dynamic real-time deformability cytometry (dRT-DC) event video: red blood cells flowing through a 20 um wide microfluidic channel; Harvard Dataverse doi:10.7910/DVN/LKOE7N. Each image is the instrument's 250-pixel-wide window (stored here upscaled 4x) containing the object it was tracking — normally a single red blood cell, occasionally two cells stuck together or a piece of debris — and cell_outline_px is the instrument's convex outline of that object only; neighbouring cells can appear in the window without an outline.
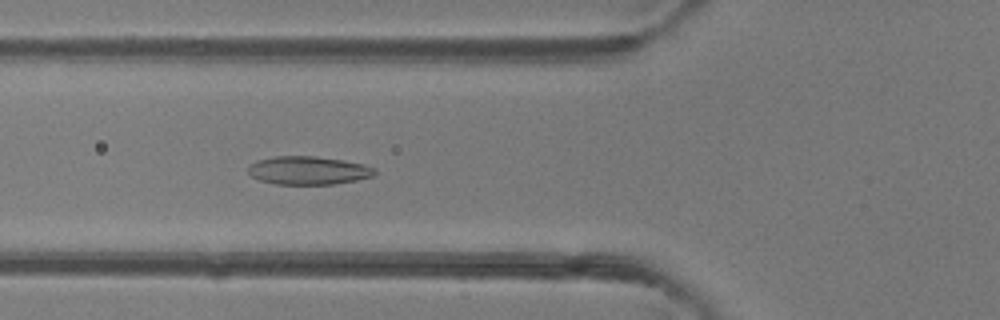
{"species": "common noctule bat (a hibernating species)", "species_latin": "Nyctalus noctula", "temperature_condition": "room temperature", "stored_images_in_passage": 36, "camera_frame_rate_fps": 3000, "um_per_image_px": 0.085, "animal": {"sex": "female"}, "frame": {"image": 1, "passage_image": 6, "time_ms": 1.667, "image_size_px": [1000, 320], "cell_outline_px": [[376, 172], [372, 176], [356, 180], [332, 184], [276, 184], [260, 180], [252, 176], [248, 172], [248, 164], [256, 160], [276, 156], [316, 156], [344, 160], [364, 164], [376, 168]], "centroid_in_image_um": [26.19, 14.47], "position_along_channel_um": 99.6, "area_um2": 20.92}}
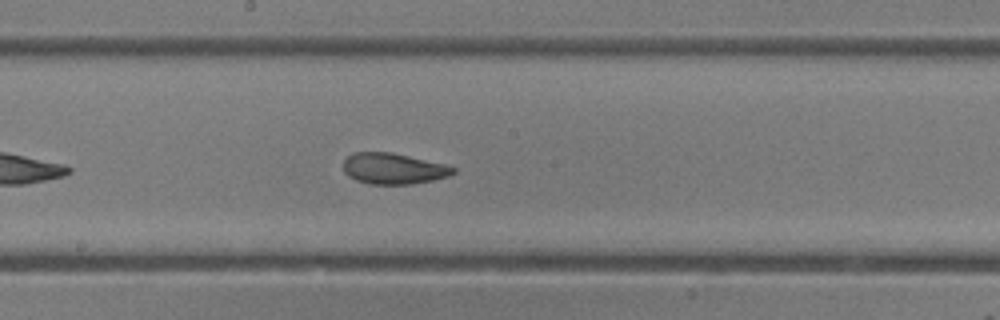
{"frame": {"image": 2, "passage_image": 14, "time_ms": 4.333, "image_size_px": [1000, 320], "cell_outline_px": [[456, 172], [448, 176], [432, 180], [412, 184], [368, 184], [356, 180], [348, 176], [344, 172], [344, 160], [352, 152], [392, 152], [444, 164], [456, 168]], "centroid_in_image_um": [33.42, 14.33], "position_along_channel_um": 214.8, "area_um2": 19.83}}
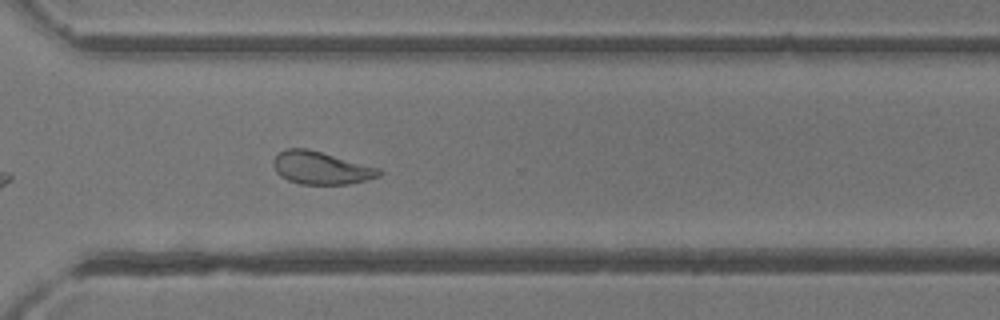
{"frame": {"image": 3, "passage_image": 23, "time_ms": 7.333, "image_size_px": [1000, 320], "cell_outline_px": [[384, 172], [380, 176], [368, 180], [348, 184], [300, 184], [288, 180], [280, 176], [276, 172], [272, 164], [272, 160], [284, 148], [308, 148], [380, 168]], "centroid_in_image_um": [27.29, 14.27], "position_along_channel_um": 343.3, "area_um2": 20.4}, "authors_computed_cell_mechanics": {"area_um2": 20.6924, "velocity_mm_per_s": 4.2879, "shape_relaxation_time_tau1_ms": 4.4374, "shape_relaxation_time_tau2_ms": 2.1044, "deformation_change_tau1": 0.1432, "deformation_change_tau2": 0.0694}}